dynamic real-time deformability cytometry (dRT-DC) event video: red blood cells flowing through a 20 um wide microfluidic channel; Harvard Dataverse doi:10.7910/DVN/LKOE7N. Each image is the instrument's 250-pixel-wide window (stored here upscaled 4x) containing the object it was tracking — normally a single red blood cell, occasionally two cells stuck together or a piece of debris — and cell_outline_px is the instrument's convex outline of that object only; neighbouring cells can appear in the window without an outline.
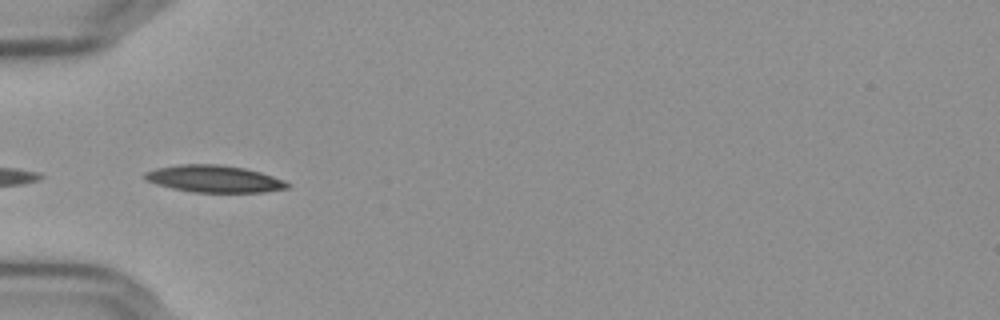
{"species": "Egyptian fruit bat (a non-hibernating species)", "species_latin": "Rousettus aegyptiacus", "temperature_condition": "cold", "stored_images_in_passage": 26, "camera_frame_rate_fps": 3000, "um_per_image_px": 0.085, "frame": {"image": 1, "passage_image": 1, "time_ms": 0.0, "image_size_px": [1000, 320], "cell_outline_px": [[292, 184], [288, 188], [264, 192], [192, 192], [172, 188], [156, 184], [144, 180], [144, 172], [156, 168], [180, 164], [216, 164], [244, 168], [260, 172], [284, 180]], "centroid_in_image_um": [18.19, 15.2], "position_along_channel_um": 66.8, "area_um2": 22.48}}